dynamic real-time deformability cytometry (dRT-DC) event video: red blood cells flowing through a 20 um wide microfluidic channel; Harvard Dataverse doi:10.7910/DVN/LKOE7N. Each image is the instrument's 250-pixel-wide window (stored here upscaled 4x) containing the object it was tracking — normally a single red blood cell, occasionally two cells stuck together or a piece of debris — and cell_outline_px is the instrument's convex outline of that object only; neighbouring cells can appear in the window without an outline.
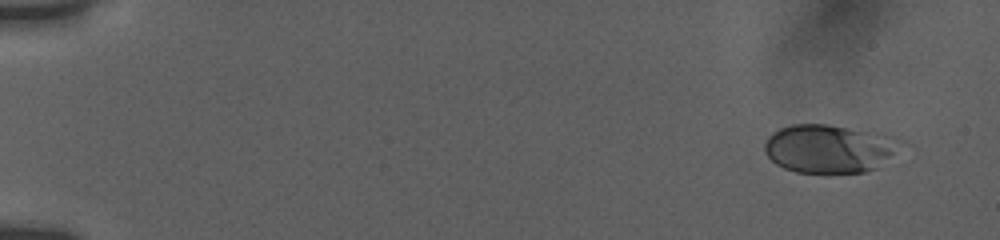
{"species": "human", "species_latin": "Homo sapiens", "temperature_condition": "room temperature", "stored_images_in_passage": 5, "camera_frame_rate_fps": 3000, "um_per_image_px": 0.085, "donor": {"sex": "female"}, "frame": {"image": 1, "passage_image": 1, "time_ms": 0.0, "image_size_px": [1000, 240], "cell_outline_px": [[904, 140], [876, 168], [864, 172], [796, 172], [784, 168], [776, 164], [764, 152], [764, 144], [768, 136], [772, 132], [780, 128], [792, 124], [828, 124], [884, 132], [900, 136]], "centroid_in_image_um": [70.48, 12.59], "position_along_channel_um": 14.5, "area_um2": 38.55}}